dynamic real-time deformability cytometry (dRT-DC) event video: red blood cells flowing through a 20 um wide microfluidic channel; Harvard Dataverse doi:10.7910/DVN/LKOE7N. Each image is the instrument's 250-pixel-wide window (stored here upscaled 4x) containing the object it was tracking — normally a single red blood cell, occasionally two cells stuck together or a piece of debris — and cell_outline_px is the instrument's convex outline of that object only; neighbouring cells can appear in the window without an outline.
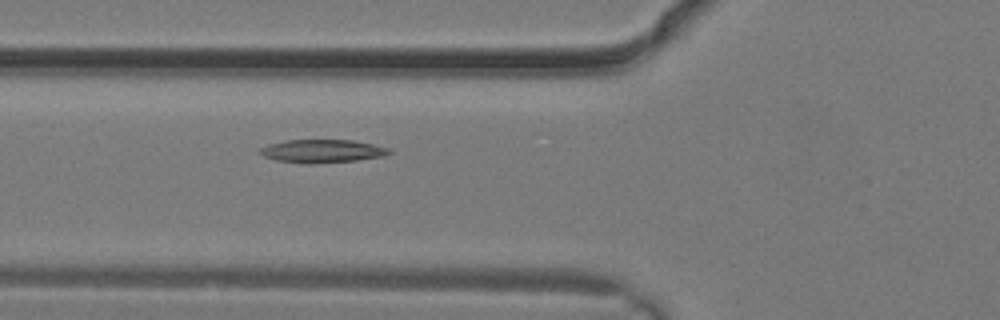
{"species": "common noctule bat (a hibernating species)", "species_latin": "Nyctalus noctula", "temperature_condition": "warm", "stored_images_in_passage": 5, "camera_frame_rate_fps": 3000, "um_per_image_px": 0.085, "animal": {"sex": "male", "body_mass_g": 19.2, "forearm_length_mm": 51.8}, "frame": {"image": 1, "passage_image": 5, "time_ms": 1.333, "image_size_px": [1000, 320], "cell_outline_px": [[392, 152], [384, 156], [356, 160], [308, 164], [276, 160], [264, 156], [260, 152], [260, 148], [268, 144], [284, 140], [352, 140], [372, 144], [388, 148]], "centroid_in_image_um": [27.37, 12.84], "position_along_channel_um": 98.4, "area_um2": 17.28}}